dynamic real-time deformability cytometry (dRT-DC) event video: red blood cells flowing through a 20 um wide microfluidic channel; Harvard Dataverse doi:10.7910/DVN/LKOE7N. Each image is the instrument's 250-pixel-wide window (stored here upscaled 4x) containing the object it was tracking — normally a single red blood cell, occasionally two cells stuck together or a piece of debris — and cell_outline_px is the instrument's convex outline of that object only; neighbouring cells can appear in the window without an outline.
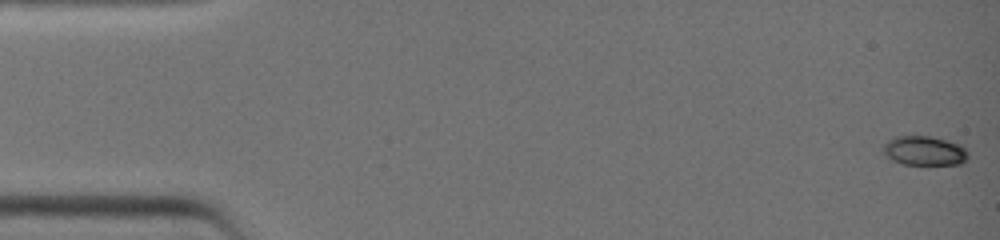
{"species": "common noctule bat (a hibernating species)", "species_latin": "Nyctalus noctula", "temperature_condition": "warm", "stored_images_in_passage": 40, "camera_frame_rate_fps": 3000, "um_per_image_px": 0.085, "animal": {"sex": "female", "body_mass_g": 19.0, "forearm_length_mm": 51.5}, "frame": {"image": 1, "passage_image": 1, "time_ms": 0.0, "image_size_px": [1000, 240], "cell_outline_px": [[968, 156], [960, 164], [904, 164], [892, 160], [884, 152], [884, 144], [888, 140], [896, 136], [928, 136], [960, 144], [968, 152]], "centroid_in_image_um": [78.57, 12.81], "position_along_channel_um": 6.4, "area_um2": 14.22}}
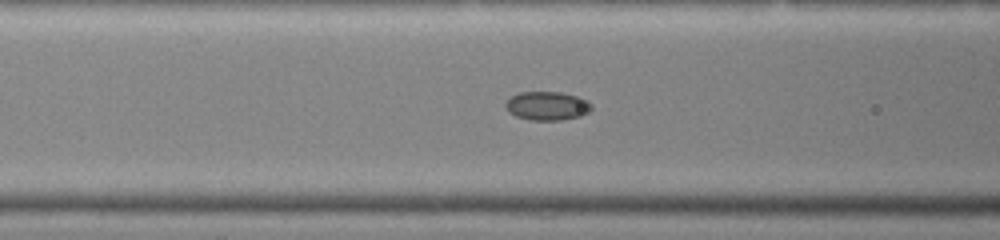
{"frame": {"image": 2, "passage_image": 17, "time_ms": 5.333, "image_size_px": [1000, 240], "cell_outline_px": [[592, 108], [588, 112], [580, 116], [560, 120], [532, 120], [516, 116], [508, 112], [504, 108], [504, 104], [512, 96], [520, 92], [560, 92], [580, 96], [588, 100], [592, 104]], "centroid_in_image_um": [46.52, 8.99], "position_along_channel_um": 120.1, "area_um2": 14.51}}
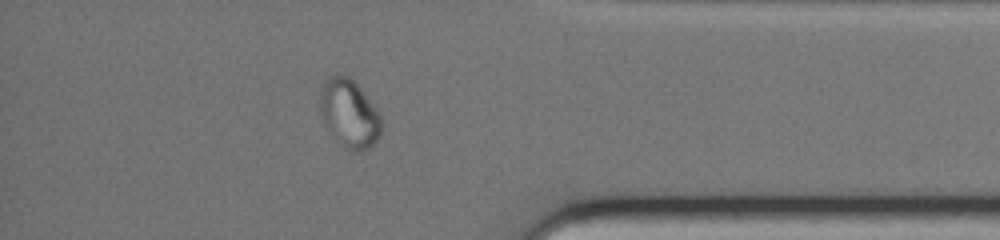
{"frame": {"image": 3, "passage_image": 35, "time_ms": 11.333, "image_size_px": [1000, 240], "cell_outline_px": [[380, 136], [368, 148], [356, 152], [352, 152], [336, 140], [324, 128], [320, 112], [320, 88], [328, 76], [348, 76], [356, 84], [376, 108], [380, 116]], "centroid_in_image_um": [29.64, 9.67], "position_along_channel_um": 405.6, "area_um2": 24.22}}